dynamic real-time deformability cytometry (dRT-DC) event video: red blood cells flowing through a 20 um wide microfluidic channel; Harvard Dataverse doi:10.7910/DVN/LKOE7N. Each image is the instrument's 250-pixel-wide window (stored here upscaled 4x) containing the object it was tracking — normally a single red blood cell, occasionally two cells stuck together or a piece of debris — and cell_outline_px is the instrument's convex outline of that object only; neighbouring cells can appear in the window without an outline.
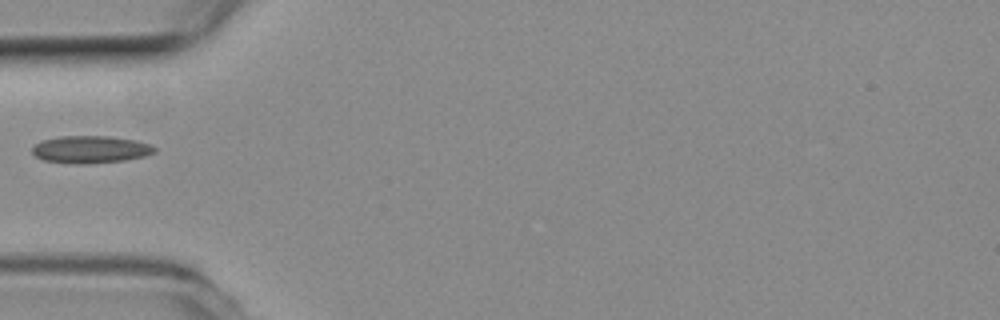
{"species": "common noctule bat (a hibernating species)", "species_latin": "Nyctalus noctula", "temperature_condition": "room temperature", "stored_images_in_passage": 2, "camera_frame_rate_fps": 3000, "um_per_image_px": 0.085, "animal": {"sex": "female", "body_mass_g": 19.3, "forearm_length_mm": 54.1}, "frame": {"image": 1, "passage_image": 1, "time_ms": 0.0, "image_size_px": [1000, 320], "cell_outline_px": [[156, 152], [144, 156], [124, 160], [88, 164], [72, 164], [44, 160], [36, 156], [32, 152], [32, 148], [40, 140], [60, 136], [108, 136], [136, 140], [152, 144], [156, 148]], "centroid_in_image_um": [7.7, 12.7], "position_along_channel_um": 77.3, "area_um2": 19.65}}
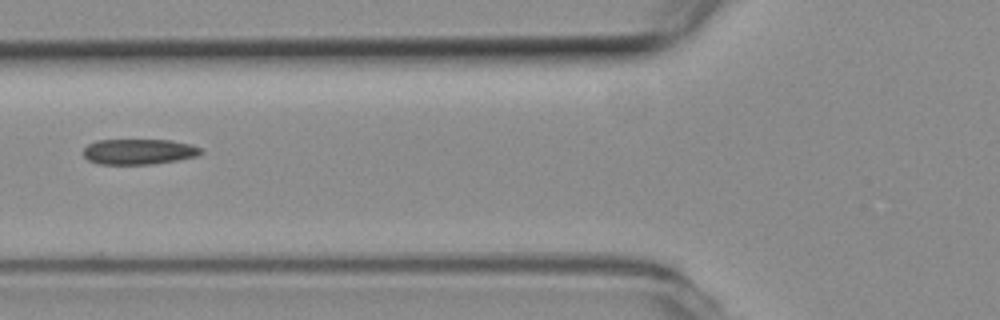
{"frame": {"image": 2, "passage_image": 2, "time_ms": 0.333, "image_size_px": [1000, 320], "cell_outline_px": [[204, 152], [196, 156], [176, 160], [152, 164], [100, 164], [88, 160], [84, 156], [84, 148], [88, 144], [96, 140], [172, 140], [192, 144], [200, 148]], "centroid_in_image_um": [11.8, 12.88], "position_along_channel_um": 114.0, "area_um2": 17.46}}